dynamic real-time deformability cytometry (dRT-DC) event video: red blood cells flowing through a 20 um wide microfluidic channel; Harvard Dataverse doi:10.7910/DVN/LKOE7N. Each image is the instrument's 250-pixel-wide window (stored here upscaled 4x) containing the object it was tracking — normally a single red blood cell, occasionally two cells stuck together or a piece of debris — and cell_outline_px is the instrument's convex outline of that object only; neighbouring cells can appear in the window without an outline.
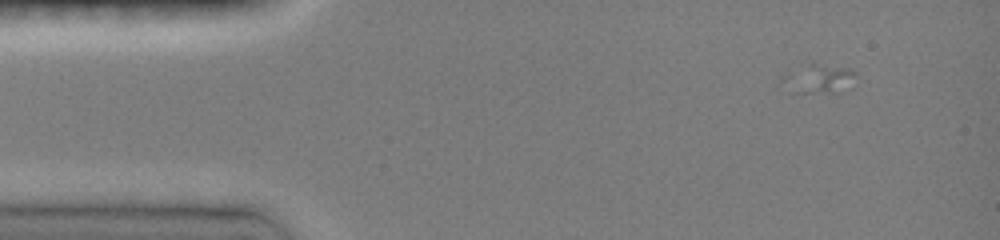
{"species": "common noctule bat (a hibernating species)", "species_latin": "Nyctalus noctula", "temperature_condition": "room temperature", "stored_images_in_passage": 11, "camera_frame_rate_fps": 3000, "um_per_image_px": 0.085, "animal": {"sex": "female", "body_mass_g": 19.0, "forearm_length_mm": 51.5}, "frame": {"image": 1, "passage_image": 5, "time_ms": 1.333, "image_size_px": [1000, 240], "cell_outline_px": [[856, 76], [852, 88], [836, 92], [792, 92], [776, 84], [780, 76], [788, 72], [808, 64], [816, 64], [848, 68], [856, 72]], "centroid_in_image_um": [69.52, 6.72], "position_along_channel_um": 15.5, "area_um2": 12.77}}